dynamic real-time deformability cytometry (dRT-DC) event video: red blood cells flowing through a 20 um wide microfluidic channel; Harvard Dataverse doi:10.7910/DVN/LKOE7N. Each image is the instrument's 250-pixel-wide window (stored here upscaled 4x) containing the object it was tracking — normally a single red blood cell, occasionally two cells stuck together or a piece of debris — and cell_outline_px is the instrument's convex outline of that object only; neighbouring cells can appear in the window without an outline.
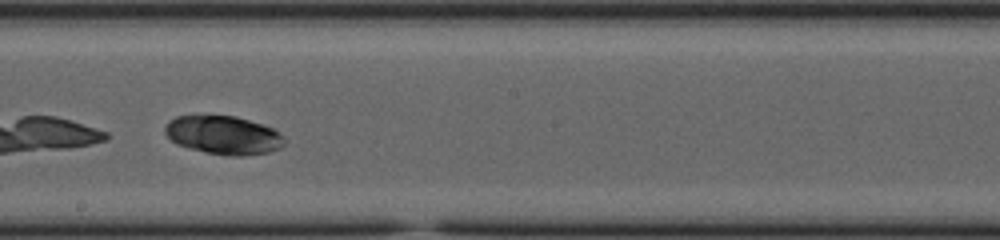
{"species": "common noctule bat (a hibernating species)", "species_latin": "Nyctalus noctula", "temperature_condition": "cold", "stored_images_in_passage": 38, "camera_frame_rate_fps": 3000, "um_per_image_px": 0.085, "animal": {"sex": "female", "body_mass_g": 23.0, "forearm_length_mm": 53.4}, "frame": {"image": 1, "passage_image": 27, "time_ms": 8.667, "image_size_px": [1000, 240], "cell_outline_px": [[288, 140], [280, 148], [268, 152], [240, 156], [232, 156], [208, 152], [176, 144], [164, 132], [164, 128], [168, 120], [176, 116], [236, 116], [264, 124], [272, 128], [284, 136]], "centroid_in_image_um": [19.03, 11.47], "position_along_channel_um": 229.2, "area_um2": 26.7}}